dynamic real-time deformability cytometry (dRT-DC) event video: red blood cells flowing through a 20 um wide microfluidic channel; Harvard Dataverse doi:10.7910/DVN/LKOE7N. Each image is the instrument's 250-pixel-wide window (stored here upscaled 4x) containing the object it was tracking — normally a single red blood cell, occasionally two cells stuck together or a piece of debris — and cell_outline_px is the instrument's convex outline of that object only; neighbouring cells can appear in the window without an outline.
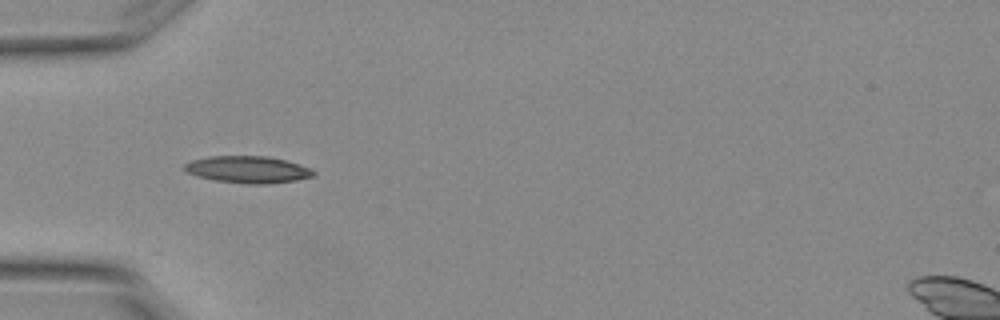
{"species": "Egyptian fruit bat (a non-hibernating species)", "species_latin": "Rousettus aegyptiacus", "temperature_condition": "warm", "stored_images_in_passage": 4, "camera_frame_rate_fps": 3000, "um_per_image_px": 0.085, "animal": {"sex": "female"}, "frame": {"image": 1, "passage_image": 3, "time_ms": 0.667, "image_size_px": [1000, 320], "cell_outline_px": [[316, 176], [296, 180], [264, 184], [248, 184], [216, 180], [196, 176], [188, 172], [184, 168], [184, 164], [192, 160], [208, 156], [268, 156], [300, 164], [312, 168], [316, 172]], "centroid_in_image_um": [21.11, 14.4], "position_along_channel_um": 63.9, "area_um2": 20.29}}
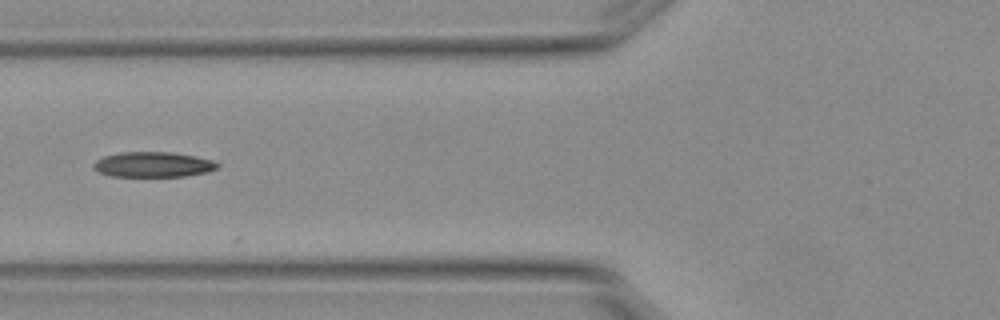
{"frame": {"image": 2, "passage_image": 4, "time_ms": 1.0, "image_size_px": [1000, 320], "cell_outline_px": [[220, 164], [216, 168], [208, 172], [184, 176], [112, 176], [100, 172], [92, 168], [92, 164], [96, 160], [104, 156], [120, 152], [172, 152], [196, 156], [212, 160]], "centroid_in_image_um": [13.01, 13.98], "position_along_channel_um": 112.8, "area_um2": 18.21}}